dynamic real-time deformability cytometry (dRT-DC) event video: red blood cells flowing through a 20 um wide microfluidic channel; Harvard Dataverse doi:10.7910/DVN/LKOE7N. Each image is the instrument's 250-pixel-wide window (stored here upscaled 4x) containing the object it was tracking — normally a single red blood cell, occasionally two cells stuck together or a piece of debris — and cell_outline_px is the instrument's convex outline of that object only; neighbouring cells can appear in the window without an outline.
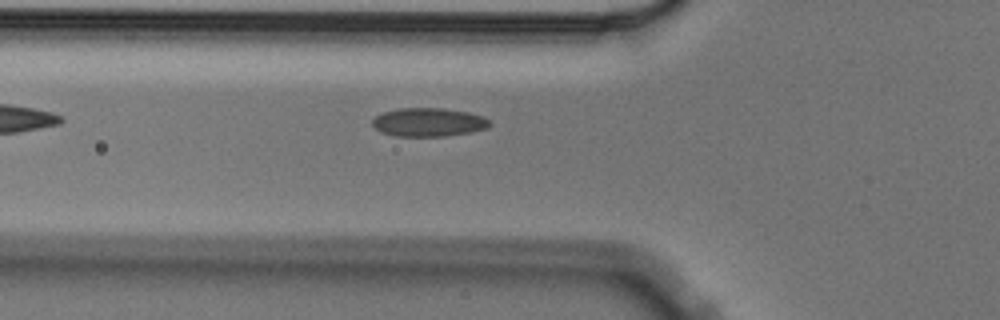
{"species": "Egyptian fruit bat (a non-hibernating species)", "species_latin": "Rousettus aegyptiacus", "temperature_condition": "cold", "stored_images_in_passage": 6, "camera_frame_rate_fps": 3000, "um_per_image_px": 0.085, "animal": {"sex": "male"}, "frame": {"image": 1, "passage_image": 6, "time_ms": 1.667, "image_size_px": [1000, 320], "cell_outline_px": [[492, 124], [488, 128], [472, 132], [444, 136], [396, 136], [380, 132], [372, 124], [372, 120], [380, 112], [400, 108], [444, 108], [468, 112], [484, 116], [492, 120]], "centroid_in_image_um": [36.46, 10.38], "position_along_channel_um": 89.3, "area_um2": 19.83}}